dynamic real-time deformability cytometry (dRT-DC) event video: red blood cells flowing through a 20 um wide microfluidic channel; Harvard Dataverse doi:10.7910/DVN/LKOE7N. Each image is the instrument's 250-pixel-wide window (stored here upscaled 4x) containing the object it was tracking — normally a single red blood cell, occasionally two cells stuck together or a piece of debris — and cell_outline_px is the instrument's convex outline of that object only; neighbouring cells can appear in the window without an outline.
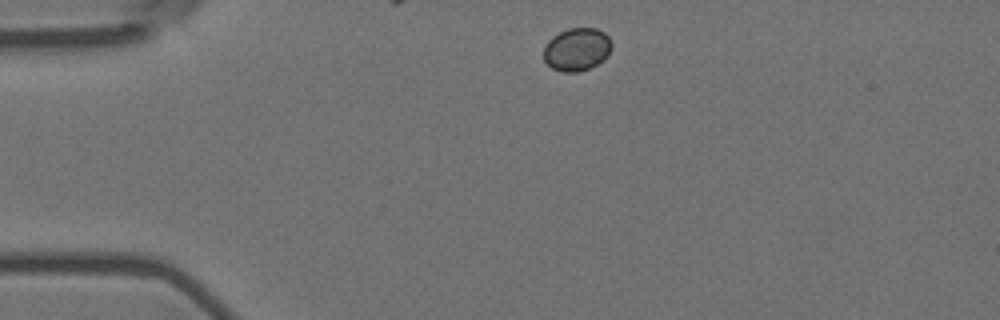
{"species": "Egyptian fruit bat (a non-hibernating species)", "species_latin": "Rousettus aegyptiacus", "temperature_condition": "room temperature", "stored_images_in_passage": 6, "camera_frame_rate_fps": 3000, "um_per_image_px": 0.085, "animal": {"sex": "female"}, "frame": {"image": 1, "passage_image": 1, "time_ms": 0.0, "image_size_px": [1000, 320], "cell_outline_px": [[612, 48], [608, 56], [604, 60], [588, 68], [576, 72], [564, 72], [552, 68], [544, 60], [544, 48], [548, 40], [552, 36], [568, 28], [596, 28], [604, 32], [608, 36], [612, 44]], "centroid_in_image_um": [49.04, 4.18], "position_along_channel_um": 36.0, "area_um2": 17.05}}
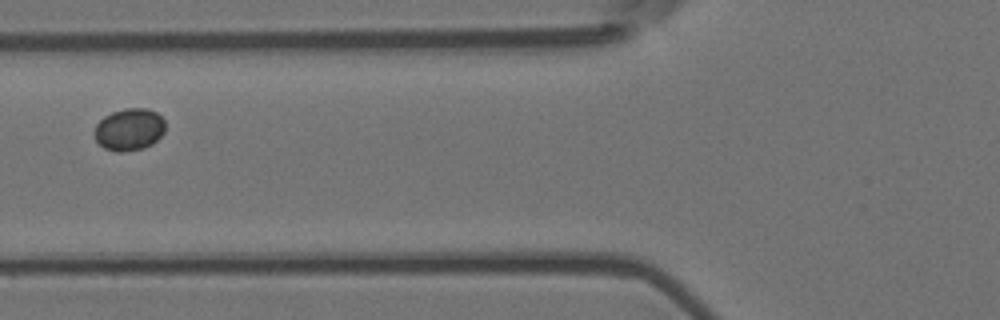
{"frame": {"image": 2, "passage_image": 4, "time_ms": 1.0, "image_size_px": [1000, 320], "cell_outline_px": [[164, 132], [152, 144], [144, 148], [124, 152], [116, 152], [104, 148], [96, 140], [92, 132], [96, 124], [104, 116], [112, 112], [124, 108], [144, 108], [156, 112], [164, 120]], "centroid_in_image_um": [10.95, 11.01], "position_along_channel_um": 114.8, "area_um2": 17.51}}
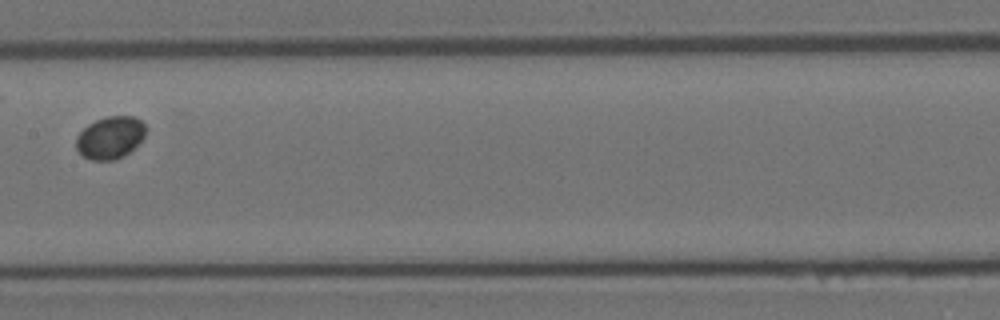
{"frame": {"image": 3, "passage_image": 6, "time_ms": 1.667, "image_size_px": [1000, 320], "cell_outline_px": [[148, 128], [144, 136], [124, 156], [112, 160], [92, 160], [84, 156], [76, 148], [76, 136], [88, 124], [96, 120], [108, 116], [132, 116], [140, 120]], "centroid_in_image_um": [9.36, 11.68], "position_along_channel_um": 198.0, "area_um2": 16.99}}